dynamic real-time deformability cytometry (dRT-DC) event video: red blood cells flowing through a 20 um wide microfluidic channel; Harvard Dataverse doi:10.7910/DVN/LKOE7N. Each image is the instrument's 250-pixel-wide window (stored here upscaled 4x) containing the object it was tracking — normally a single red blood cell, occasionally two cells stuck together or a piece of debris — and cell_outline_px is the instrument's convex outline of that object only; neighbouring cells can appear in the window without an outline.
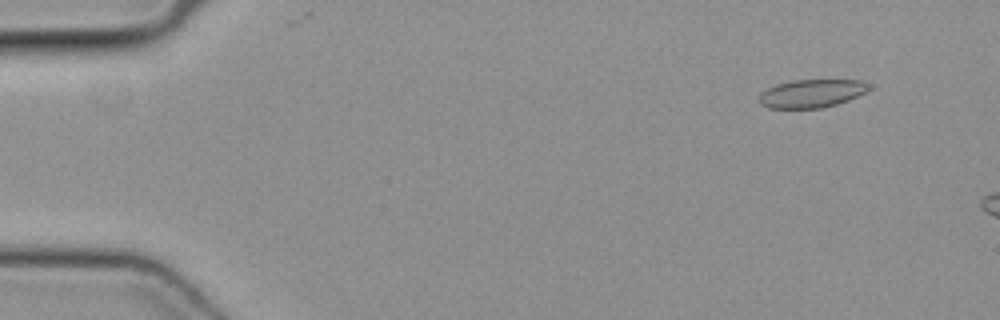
{"species": "common noctule bat (a hibernating species)", "species_latin": "Nyctalus noctula", "temperature_condition": "cold", "stored_images_in_passage": 7, "camera_frame_rate_fps": 3000, "um_per_image_px": 0.085, "animal": {"sex": "female", "body_mass_g": 19.3, "forearm_length_mm": 54.1}, "frame": {"image": 1, "passage_image": 2, "time_ms": 0.333, "image_size_px": [1000, 320], "cell_outline_px": [[872, 88], [848, 100], [836, 104], [820, 108], [768, 108], [760, 104], [760, 92], [776, 84], [792, 80], [860, 80], [868, 84]], "centroid_in_image_um": [68.96, 7.94], "position_along_channel_um": 16.0, "area_um2": 17.92}}